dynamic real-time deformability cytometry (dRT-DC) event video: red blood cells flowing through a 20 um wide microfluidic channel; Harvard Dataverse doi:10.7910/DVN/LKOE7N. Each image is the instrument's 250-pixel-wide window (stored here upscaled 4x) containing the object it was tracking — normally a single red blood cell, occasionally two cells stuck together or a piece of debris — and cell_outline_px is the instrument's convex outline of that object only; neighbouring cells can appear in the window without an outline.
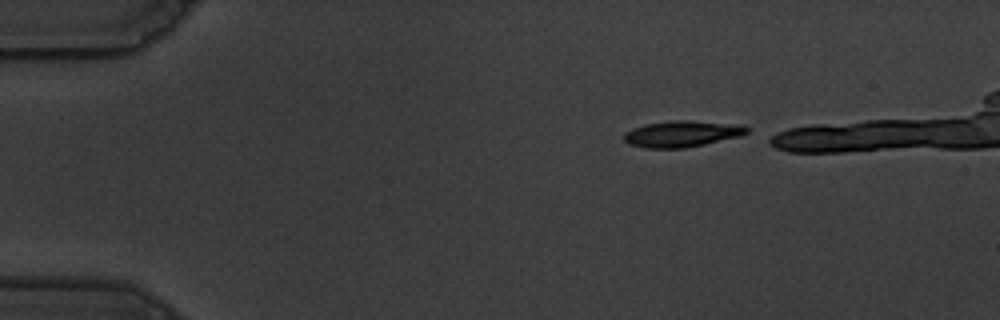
{"species": "common noctule bat (a hibernating species)", "species_latin": "Nyctalus noctula", "temperature_condition": "warm", "stored_images_in_passage": 21, "camera_frame_rate_fps": 3000, "um_per_image_px": 0.085, "animal": {"sex": "male", "body_mass_g": 19.5, "forearm_length_mm": 54.6}, "frame": {"image": 1, "passage_image": 1, "time_ms": 0.0, "image_size_px": [1000, 320], "cell_outline_px": [[748, 132], [740, 136], [704, 144], [684, 148], [644, 148], [628, 144], [624, 140], [624, 132], [632, 128], [644, 124], [676, 120], [688, 120], [740, 124], [748, 128]], "centroid_in_image_um": [57.93, 11.37], "position_along_channel_um": 27.1, "area_um2": 18.84}}
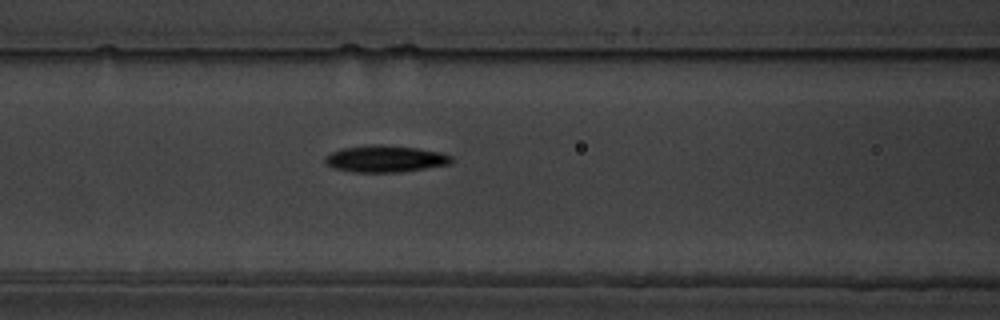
{"frame": {"image": 2, "passage_image": 16, "time_ms": 5.0, "image_size_px": [1000, 320], "cell_outline_px": [[456, 160], [452, 164], [400, 172], [352, 172], [332, 168], [324, 160], [324, 156], [340, 148], [368, 144], [380, 144], [416, 148], [440, 152], [452, 156]], "centroid_in_image_um": [32.75, 13.49], "position_along_channel_um": 133.8, "area_um2": 20.0}}
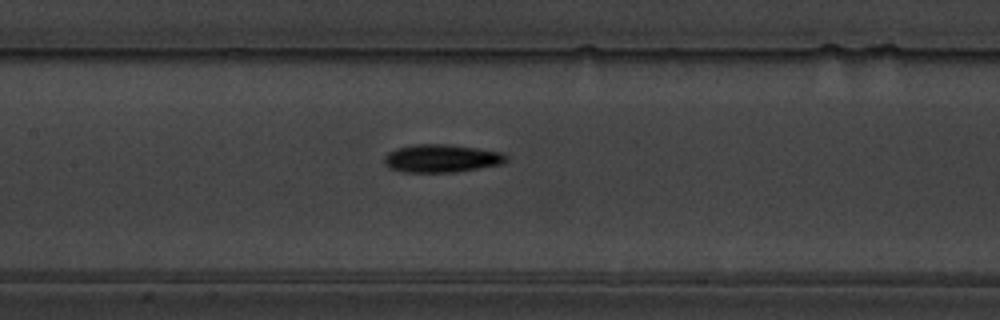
{"frame": {"image": 3, "passage_image": 19, "time_ms": 6.0, "image_size_px": [1000, 320], "cell_outline_px": [[508, 160], [500, 164], [452, 172], [404, 172], [388, 168], [384, 164], [384, 156], [388, 152], [396, 148], [416, 144], [448, 144], [504, 152], [508, 156]], "centroid_in_image_um": [37.5, 13.45], "position_along_channel_um": 169.9, "area_um2": 19.88}}